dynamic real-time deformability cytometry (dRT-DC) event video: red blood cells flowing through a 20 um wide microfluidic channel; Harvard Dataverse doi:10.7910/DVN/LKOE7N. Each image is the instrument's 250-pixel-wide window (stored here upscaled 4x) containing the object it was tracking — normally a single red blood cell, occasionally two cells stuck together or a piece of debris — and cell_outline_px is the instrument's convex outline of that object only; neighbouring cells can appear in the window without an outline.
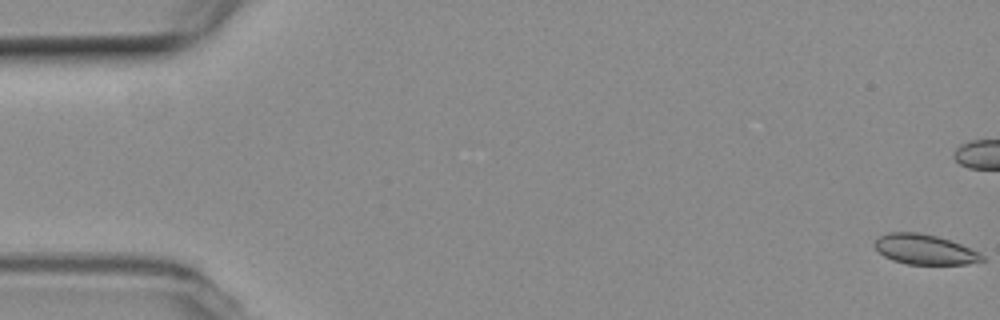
{"species": "common noctule bat (a hibernating species)", "species_latin": "Nyctalus noctula", "temperature_condition": "room temperature", "stored_images_in_passage": 56, "camera_frame_rate_fps": 3000, "um_per_image_px": 0.085, "animal": {"sex": "female", "body_mass_g": 19.3, "forearm_length_mm": 54.1}, "frame": {"image": 1, "passage_image": 1, "time_ms": 0.0, "image_size_px": [1000, 320], "cell_outline_px": [[984, 260], [968, 264], [908, 264], [892, 260], [884, 256], [876, 248], [876, 240], [880, 236], [888, 232], [916, 232], [936, 236], [960, 244], [980, 252], [984, 256]], "centroid_in_image_um": [78.62, 21.21], "position_along_channel_um": 6.4, "area_um2": 18.55}}
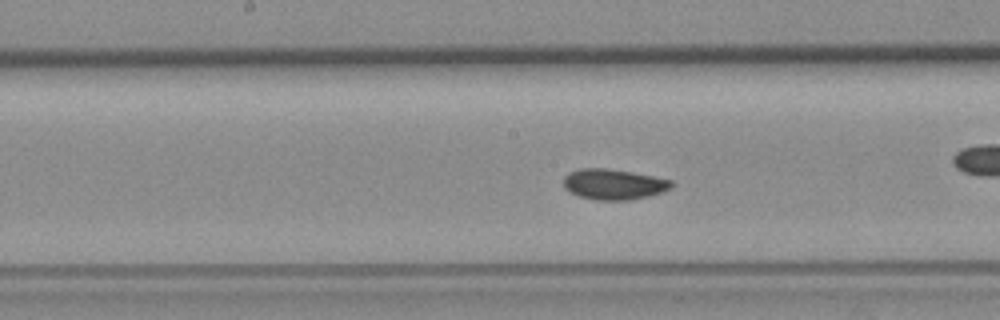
{"frame": {"image": 2, "passage_image": 28, "time_ms": 9.0, "image_size_px": [1000, 320], "cell_outline_px": [[672, 188], [664, 192], [632, 200], [596, 200], [580, 196], [564, 188], [564, 176], [568, 172], [580, 168], [604, 168], [632, 172], [672, 180]], "centroid_in_image_um": [52.17, 15.66], "position_along_channel_um": 196.0, "area_um2": 19.25}}
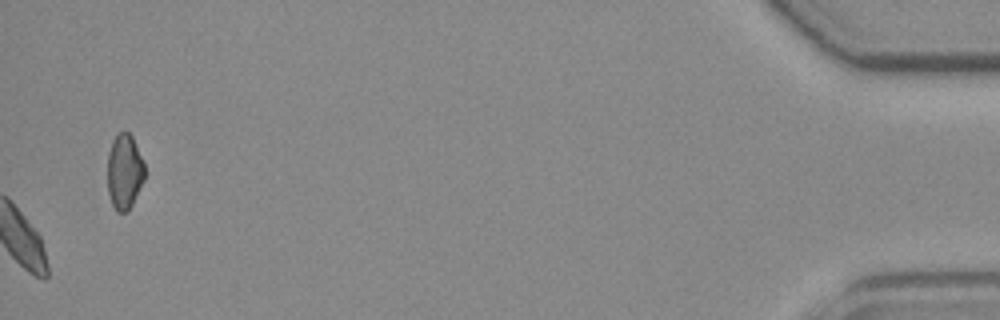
{"frame": {"image": 3, "passage_image": 56, "time_ms": 18.333, "image_size_px": [1000, 320], "cell_outline_px": [[144, 180], [128, 212], [116, 212], [112, 204], [108, 192], [108, 152], [112, 140], [124, 128], [132, 136], [144, 160]], "centroid_in_image_um": [10.58, 14.57], "position_along_channel_um": 424.6, "area_um2": 16.47}, "authors_computed_cell_mechanics": {"area_um2": 19.1029, "velocity_mm_per_s": 3.7433, "shape_relaxation_time_tau1_ms": 5.0396, "shape_relaxation_time_tau2_ms": null, "deformation_change_tau1": 0.093, "deformation_change_tau2": null}}